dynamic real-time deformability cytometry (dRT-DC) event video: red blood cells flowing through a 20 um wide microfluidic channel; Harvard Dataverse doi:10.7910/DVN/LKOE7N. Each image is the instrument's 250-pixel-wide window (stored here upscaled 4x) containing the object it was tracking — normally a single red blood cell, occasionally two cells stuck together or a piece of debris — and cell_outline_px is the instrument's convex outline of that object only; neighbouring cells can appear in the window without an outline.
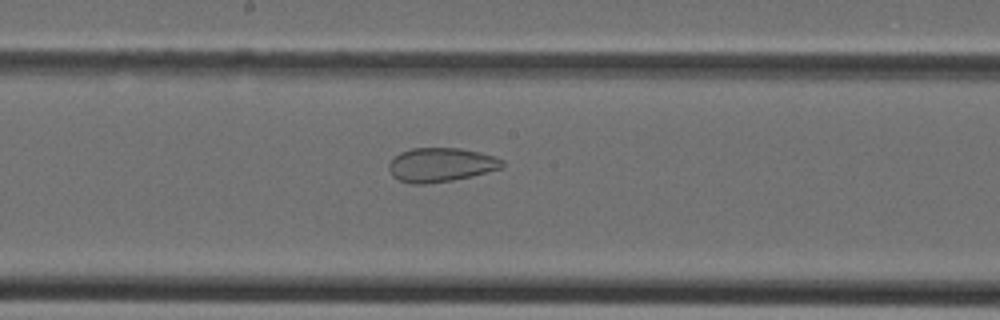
{"species": "Egyptian fruit bat (a non-hibernating species)", "species_latin": "Rousettus aegyptiacus", "temperature_condition": "cold", "stored_images_in_passage": 38, "camera_frame_rate_fps": 3000, "um_per_image_px": 0.085, "animal": {"sex": "female"}, "frame": {"image": 1, "passage_image": 20, "time_ms": 6.333, "image_size_px": [1000, 320], "cell_outline_px": [[504, 168], [472, 176], [452, 180], [424, 184], [412, 184], [400, 180], [392, 176], [388, 168], [388, 164], [400, 152], [412, 148], [460, 148], [480, 152], [504, 160]], "centroid_in_image_um": [37.49, 14.01], "position_along_channel_um": 210.7, "area_um2": 22.54}}
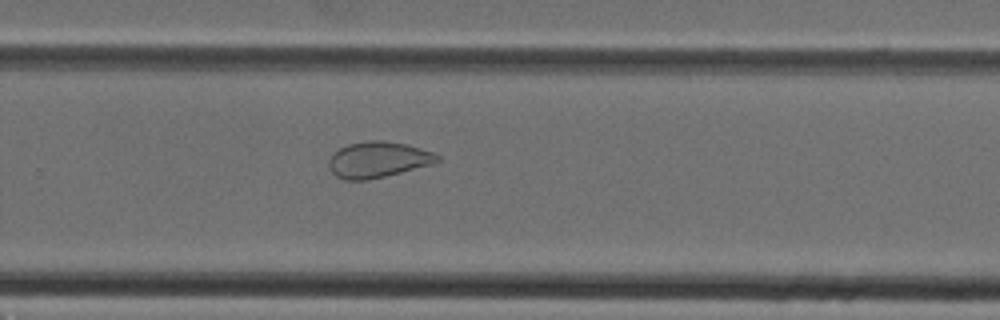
{"frame": {"image": 2, "passage_image": 25, "time_ms": 8.0, "image_size_px": [1000, 320], "cell_outline_px": [[440, 160], [432, 164], [368, 180], [344, 180], [336, 176], [332, 172], [328, 164], [328, 160], [332, 152], [348, 144], [368, 140], [380, 140], [408, 144], [432, 152], [440, 156]], "centroid_in_image_um": [32.1, 13.56], "position_along_channel_um": 297.7, "area_um2": 22.72}}
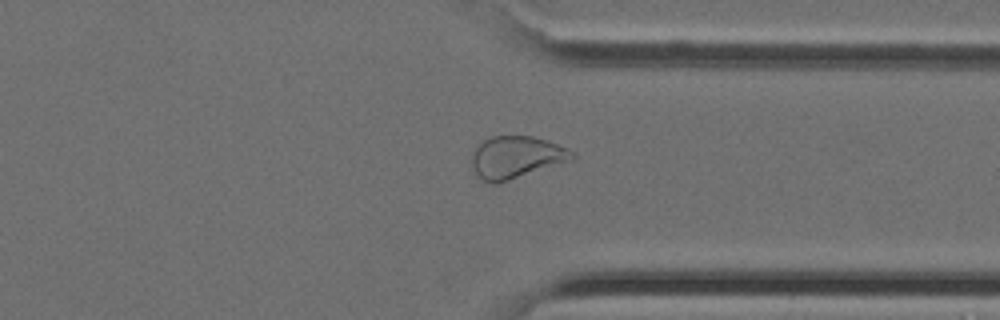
{"frame": {"image": 3, "passage_image": 29, "time_ms": 9.333, "image_size_px": [1000, 320], "cell_outline_px": [[576, 156], [572, 160], [496, 184], [492, 184], [484, 180], [476, 172], [472, 164], [472, 152], [484, 140], [492, 136], [532, 136], [548, 140], [568, 148], [576, 152]], "centroid_in_image_um": [43.92, 13.35], "position_along_channel_um": 367.5, "area_um2": 24.51}}